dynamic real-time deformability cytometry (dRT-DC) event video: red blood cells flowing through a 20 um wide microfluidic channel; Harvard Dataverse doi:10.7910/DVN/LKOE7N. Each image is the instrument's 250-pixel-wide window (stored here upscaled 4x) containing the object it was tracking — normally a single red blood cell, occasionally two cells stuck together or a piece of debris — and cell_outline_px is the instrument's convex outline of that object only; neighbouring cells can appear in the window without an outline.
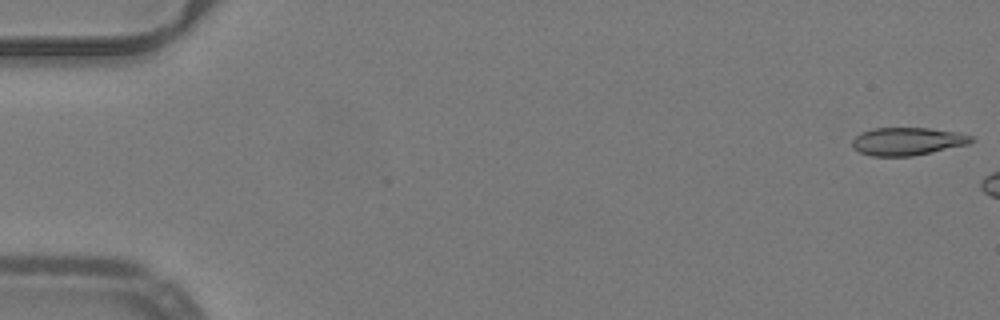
{"species": "common noctule bat (a hibernating species)", "species_latin": "Nyctalus noctula", "temperature_condition": "warm", "stored_images_in_passage": 6, "camera_frame_rate_fps": 3000, "um_per_image_px": 0.085, "animal": {"sex": "male", "body_mass_g": 19.2, "forearm_length_mm": 51.8}, "frame": {"image": 1, "passage_image": 1, "time_ms": 0.0, "image_size_px": [1000, 320], "cell_outline_px": [[976, 140], [968, 144], [912, 156], [872, 156], [860, 152], [852, 148], [852, 140], [860, 132], [872, 128], [928, 128], [956, 132], [972, 136]], "centroid_in_image_um": [77.1, 12.01], "position_along_channel_um": 7.9, "area_um2": 19.31}}